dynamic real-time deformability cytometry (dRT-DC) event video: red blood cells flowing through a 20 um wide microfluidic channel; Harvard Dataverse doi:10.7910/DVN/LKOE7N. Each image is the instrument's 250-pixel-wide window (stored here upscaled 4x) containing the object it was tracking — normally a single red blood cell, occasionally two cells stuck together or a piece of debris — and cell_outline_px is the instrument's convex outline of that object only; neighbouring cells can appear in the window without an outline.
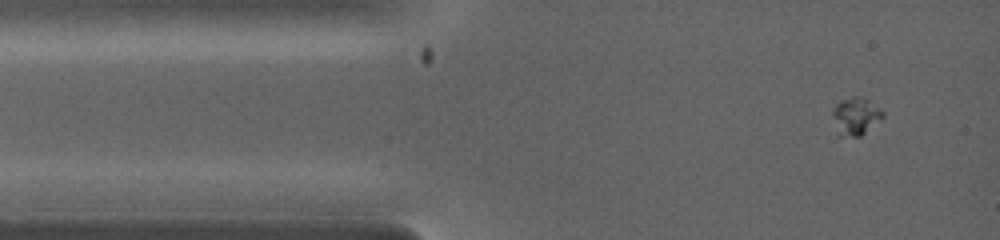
{"species": "common noctule bat (a hibernating species)", "species_latin": "Nyctalus noctula", "temperature_condition": "warm", "stored_images_in_passage": 6, "camera_frame_rate_fps": 5000, "um_per_image_px": 0.085, "animal": {"sex": "female", "body_mass_g": 19.0, "forearm_length_mm": 53.3}, "frame": {"image": 1, "passage_image": 1, "time_ms": 0.0, "image_size_px": [1000, 240], "cell_outline_px": [[884, 116], [860, 136], [836, 136], [832, 116], [832, 108], [840, 100], [852, 96], [860, 96], [884, 112]], "centroid_in_image_um": [72.65, 9.89], "position_along_channel_um": 12.3, "area_um2": 10.98}}